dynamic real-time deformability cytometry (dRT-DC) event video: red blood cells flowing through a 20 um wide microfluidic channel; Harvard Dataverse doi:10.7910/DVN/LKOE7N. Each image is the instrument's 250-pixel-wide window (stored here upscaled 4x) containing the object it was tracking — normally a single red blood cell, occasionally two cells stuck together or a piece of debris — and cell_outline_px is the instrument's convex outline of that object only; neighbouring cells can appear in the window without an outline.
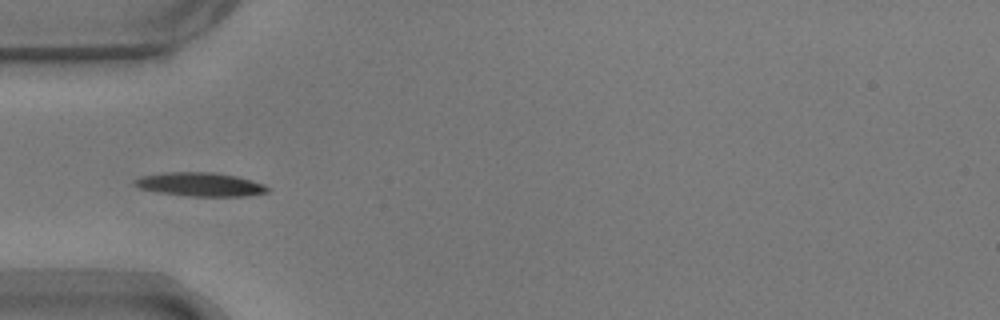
{"species": "common noctule bat (a hibernating species)", "species_latin": "Nyctalus noctula", "temperature_condition": "warm", "stored_images_in_passage": 18, "camera_frame_rate_fps": 3000, "um_per_image_px": 0.085, "animal": {"sex": "male", "body_mass_g": 17.9}, "frame": {"image": 1, "passage_image": 3, "time_ms": 0.667, "image_size_px": [1000, 320], "cell_outline_px": [[272, 188], [268, 192], [248, 196], [192, 196], [156, 192], [140, 188], [136, 184], [136, 180], [144, 176], [168, 172], [212, 172], [236, 176], [252, 180], [264, 184]], "centroid_in_image_um": [17.12, 15.68], "position_along_channel_um": 67.9, "area_um2": 18.21}}
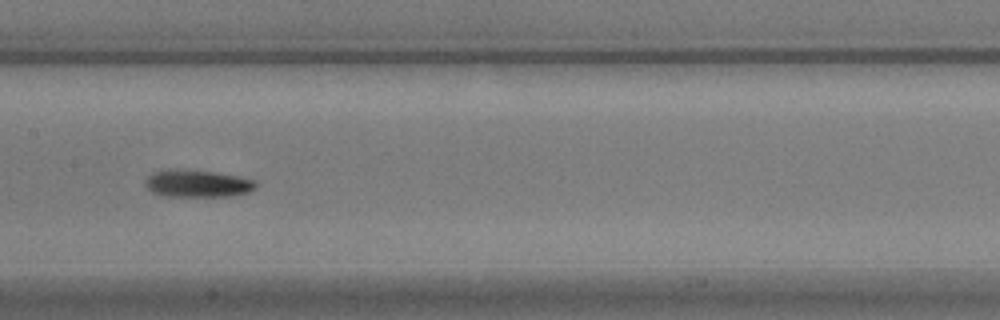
{"frame": {"image": 2, "passage_image": 13, "time_ms": 4.0, "image_size_px": [1000, 320], "cell_outline_px": [[256, 188], [248, 192], [228, 196], [164, 196], [152, 192], [144, 184], [144, 180], [152, 172], [160, 168], [180, 168], [212, 172], [240, 176], [256, 180]], "centroid_in_image_um": [16.72, 15.57], "position_along_channel_um": 190.7, "area_um2": 17.98}}
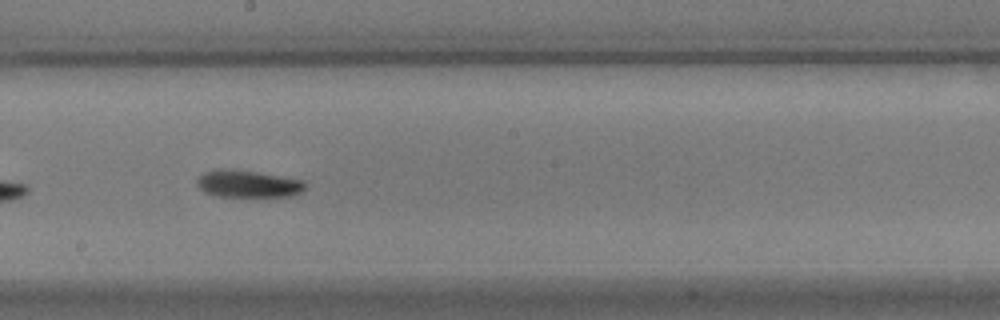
{"frame": {"image": 3, "passage_image": 16, "time_ms": 5.0, "image_size_px": [1000, 320], "cell_outline_px": [[308, 188], [300, 192], [288, 196], [216, 196], [204, 192], [196, 184], [196, 180], [204, 172], [220, 168], [228, 168], [256, 172], [304, 180]], "centroid_in_image_um": [21.07, 15.62], "position_along_channel_um": 227.1, "area_um2": 17.17}}